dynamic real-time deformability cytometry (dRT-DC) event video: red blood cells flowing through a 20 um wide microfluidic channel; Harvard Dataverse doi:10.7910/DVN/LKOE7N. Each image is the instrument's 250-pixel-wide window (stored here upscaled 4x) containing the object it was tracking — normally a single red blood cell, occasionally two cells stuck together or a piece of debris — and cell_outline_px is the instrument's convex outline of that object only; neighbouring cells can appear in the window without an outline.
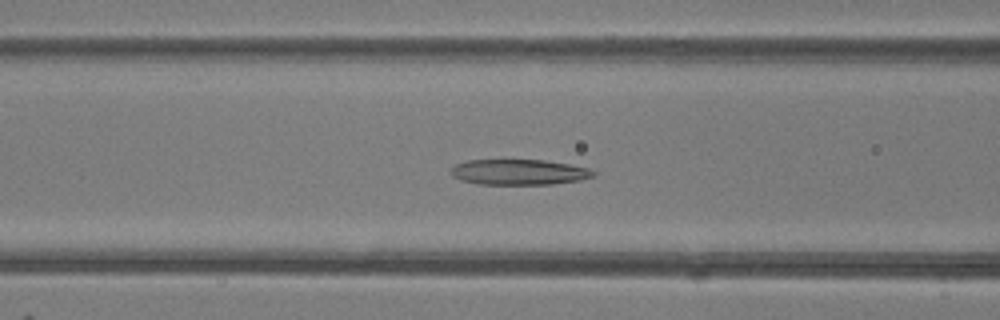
{"species": "common noctule bat (a hibernating species)", "species_latin": "Nyctalus noctula", "temperature_condition": "room temperature", "stored_images_in_passage": 49, "camera_frame_rate_fps": 3000, "um_per_image_px": 0.085, "animal": {"sex": "female"}, "frame": {"image": 1, "passage_image": 20, "time_ms": 6.333, "image_size_px": [1000, 320], "cell_outline_px": [[596, 172], [592, 176], [580, 180], [552, 184], [480, 184], [460, 180], [452, 176], [452, 168], [456, 164], [468, 160], [544, 160], [568, 164], [588, 168]], "centroid_in_image_um": [44.1, 14.63], "position_along_channel_um": 122.5, "area_um2": 20.98}}
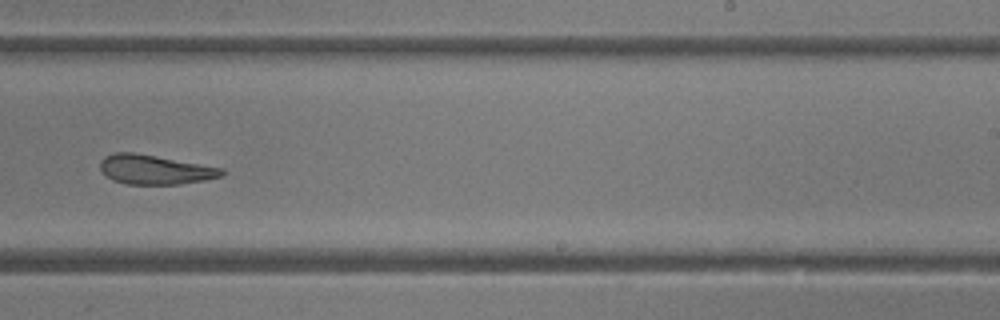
{"frame": {"image": 2, "passage_image": 31, "time_ms": 10.0, "image_size_px": [1000, 320], "cell_outline_px": [[224, 172], [220, 176], [204, 180], [180, 184], [128, 184], [112, 180], [100, 168], [100, 160], [104, 156], [112, 152], [132, 152], [156, 156], [224, 168]], "centroid_in_image_um": [13.14, 14.41], "position_along_channel_um": 275.9, "area_um2": 20.69}}
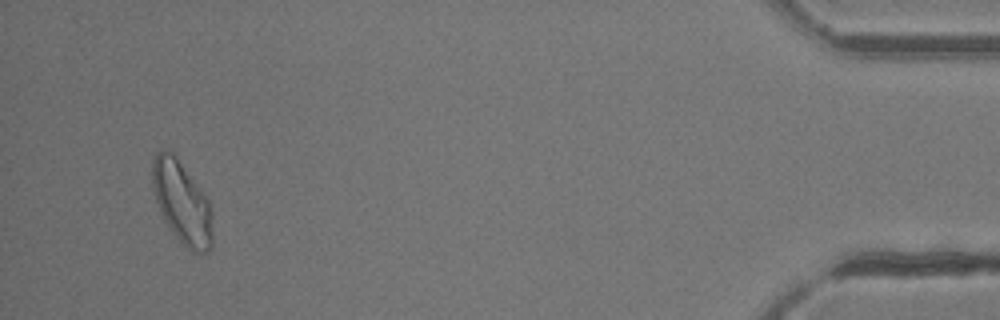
{"frame": {"image": 3, "passage_image": 47, "time_ms": 15.333, "image_size_px": [1000, 320], "cell_outline_px": [[212, 248], [204, 252], [192, 252], [176, 236], [164, 220], [160, 212], [156, 200], [152, 184], [152, 160], [156, 152], [160, 148], [172, 152], [176, 156], [200, 188], [208, 200], [212, 212]], "centroid_in_image_um": [15.46, 17.19], "position_along_channel_um": 419.7, "area_um2": 28.73}, "authors_computed_cell_mechanics": {"area_um2": 24.7384, "velocity_mm_per_s": 4.1923, "shape_relaxation_time_tau1_ms": null, "shape_relaxation_time_tau2_ms": 1.7393, "deformation_change_tau1": null, "deformation_change_tau2": 0.1038}}